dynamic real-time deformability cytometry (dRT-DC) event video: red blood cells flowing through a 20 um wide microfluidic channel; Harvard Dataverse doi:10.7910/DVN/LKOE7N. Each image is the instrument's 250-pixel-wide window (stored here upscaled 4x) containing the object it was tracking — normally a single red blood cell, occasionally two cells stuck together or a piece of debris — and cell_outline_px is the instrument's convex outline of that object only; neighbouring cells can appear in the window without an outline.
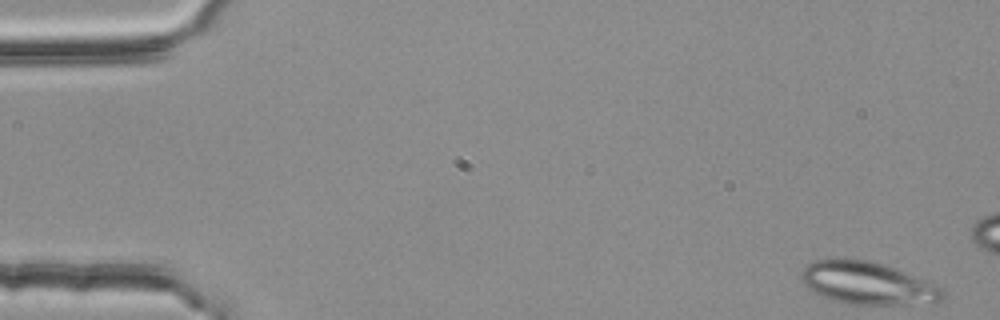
{"species": "common noctule bat (a hibernating species)", "species_latin": "Nyctalus noctula", "temperature_condition": "room temperature", "stored_images_in_passage": 14, "camera_frame_rate_fps": 3000, "um_per_image_px": 0.085, "animal": {"sex": "female", "body_mass_g": 25.1}, "frame": {"image": 1, "passage_image": 1, "time_ms": 0.0, "image_size_px": [1000, 320], "cell_outline_px": [[944, 296], [940, 300], [932, 304], [848, 304], [832, 300], [812, 292], [800, 280], [800, 272], [804, 264], [816, 260], [868, 260], [892, 268], [936, 284], [944, 288]], "centroid_in_image_um": [73.72, 24.1], "position_along_channel_um": 11.3, "area_um2": 34.85}}